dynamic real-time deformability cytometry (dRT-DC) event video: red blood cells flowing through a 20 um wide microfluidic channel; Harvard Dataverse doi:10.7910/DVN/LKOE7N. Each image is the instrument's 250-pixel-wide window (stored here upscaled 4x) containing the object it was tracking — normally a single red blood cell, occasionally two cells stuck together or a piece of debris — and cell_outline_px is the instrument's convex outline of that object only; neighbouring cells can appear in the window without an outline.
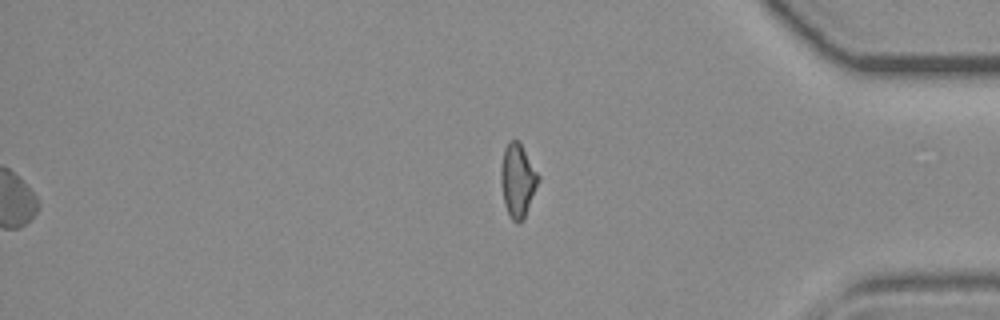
{"species": "common noctule bat (a hibernating species)", "species_latin": "Nyctalus noctula", "temperature_condition": "room temperature", "stored_images_in_passage": 39, "segment_of_instrument_passage": [2, 2], "camera_frame_rate_fps": 3000, "um_per_image_px": 0.085, "animal": {"sex": "female", "body_mass_g": 19.3, "forearm_length_mm": 54.1}, "frame": {"image": 1, "passage_image": 39, "time_ms": 12.667, "image_size_px": [1000, 320], "cell_outline_px": [[540, 180], [524, 220], [520, 224], [516, 224], [512, 220], [504, 204], [500, 180], [500, 168], [504, 148], [508, 140], [516, 140], [520, 144], [540, 176]], "centroid_in_image_um": [44.0, 15.38], "position_along_channel_um": 391.2, "area_um2": 16.18}}